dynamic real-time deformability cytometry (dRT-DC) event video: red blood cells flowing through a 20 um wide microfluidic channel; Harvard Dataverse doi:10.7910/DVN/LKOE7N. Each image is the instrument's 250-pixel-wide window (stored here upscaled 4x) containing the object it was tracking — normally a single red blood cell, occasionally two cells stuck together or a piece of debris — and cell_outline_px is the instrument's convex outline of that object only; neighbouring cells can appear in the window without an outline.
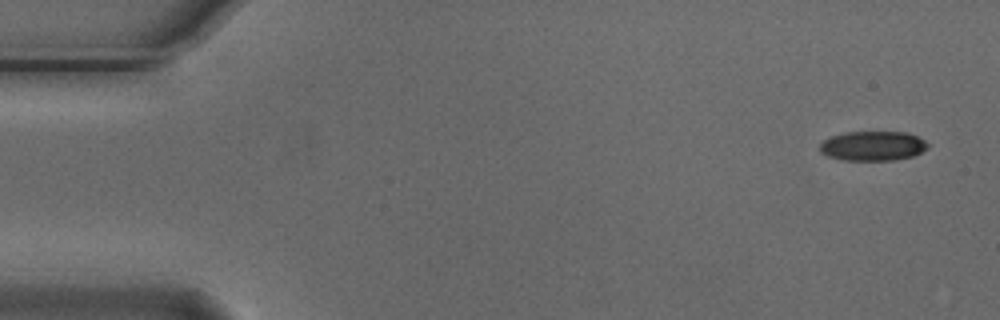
{"species": "Egyptian fruit bat (a non-hibernating species)", "species_latin": "Rousettus aegyptiacus", "temperature_condition": "cold", "stored_images_in_passage": 5, "camera_frame_rate_fps": 3000, "um_per_image_px": 0.085, "animal": {"sex": "male"}, "frame": {"image": 1, "passage_image": 1, "time_ms": 0.0, "image_size_px": [1000, 320], "cell_outline_px": [[928, 144], [920, 152], [912, 156], [892, 160], [844, 160], [828, 156], [820, 152], [820, 144], [824, 140], [832, 136], [844, 132], [908, 132], [924, 140]], "centroid_in_image_um": [74.15, 12.4], "position_along_channel_um": 10.8, "area_um2": 18.38}}
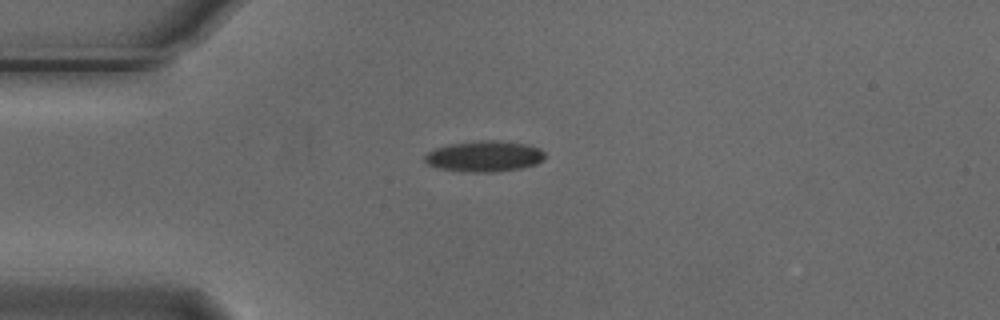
{"frame": {"image": 2, "passage_image": 4, "time_ms": 1.0, "image_size_px": [1000, 320], "cell_outline_px": [[544, 160], [536, 164], [520, 168], [492, 172], [468, 172], [440, 168], [428, 164], [424, 160], [424, 156], [428, 152], [436, 148], [448, 144], [484, 140], [496, 140], [528, 144], [540, 148], [544, 152]], "centroid_in_image_um": [41.19, 13.28], "position_along_channel_um": 43.8, "area_um2": 21.56}}